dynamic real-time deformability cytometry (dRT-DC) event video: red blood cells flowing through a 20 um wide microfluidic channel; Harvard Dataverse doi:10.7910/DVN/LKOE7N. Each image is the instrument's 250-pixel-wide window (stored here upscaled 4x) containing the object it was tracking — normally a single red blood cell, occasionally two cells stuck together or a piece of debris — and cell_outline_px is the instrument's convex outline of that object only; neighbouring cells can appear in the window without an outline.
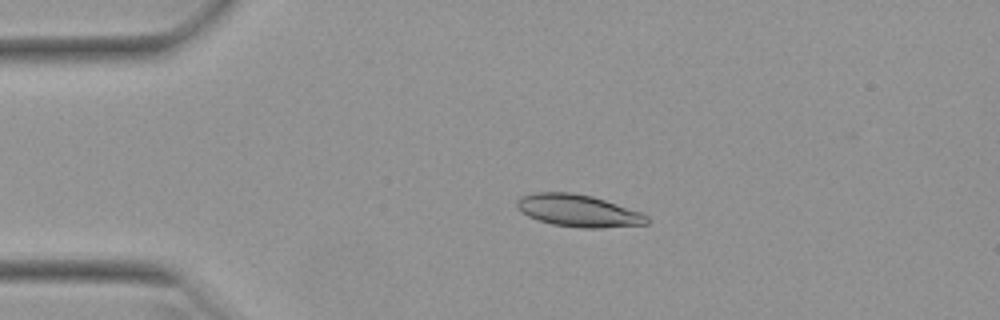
{"species": "Egyptian fruit bat (a non-hibernating species)", "species_latin": "Rousettus aegyptiacus", "temperature_condition": "warm", "stored_images_in_passage": 41, "camera_frame_rate_fps": 3000, "um_per_image_px": 0.085, "animal": {"sex": "female"}, "frame": {"image": 1, "passage_image": 1, "time_ms": 0.0, "image_size_px": [1000, 320], "cell_outline_px": [[648, 224], [600, 228], [580, 228], [552, 224], [528, 216], [520, 212], [516, 208], [516, 200], [520, 196], [536, 192], [572, 192], [592, 196], [640, 212], [648, 216]], "centroid_in_image_um": [49.11, 17.9], "position_along_channel_um": 35.9, "area_um2": 24.39}}
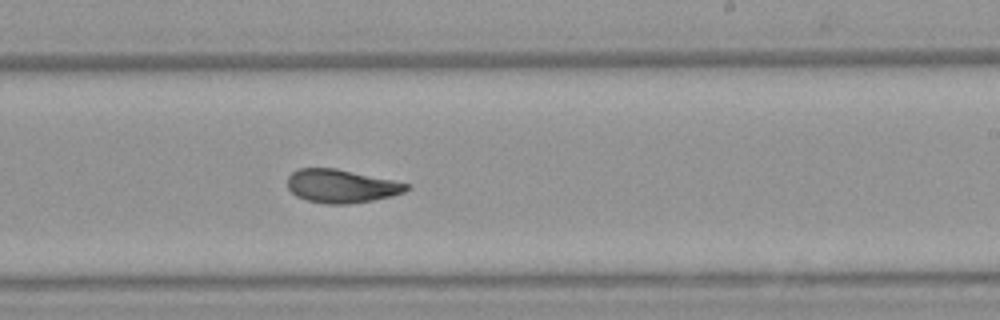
{"frame": {"image": 2, "passage_image": 21, "time_ms": 6.667, "image_size_px": [1000, 320], "cell_outline_px": [[412, 188], [404, 192], [392, 196], [372, 200], [348, 204], [324, 204], [308, 200], [296, 196], [288, 188], [288, 176], [296, 168], [336, 168], [392, 180], [408, 184]], "centroid_in_image_um": [29.0, 15.82], "position_along_channel_um": 260.0, "area_um2": 23.12}}
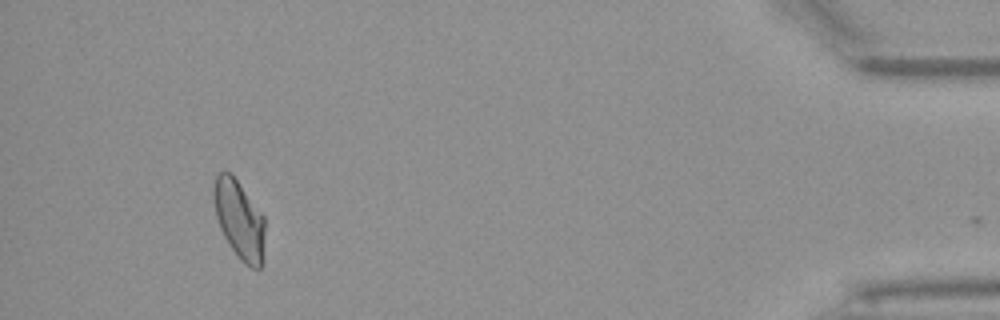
{"frame": {"image": 3, "passage_image": 38, "time_ms": 12.333, "image_size_px": [1000, 320], "cell_outline_px": [[264, 260], [260, 268], [252, 268], [244, 264], [240, 260], [224, 236], [220, 228], [216, 216], [212, 200], [212, 192], [216, 176], [220, 172], [232, 172], [264, 216]], "centroid_in_image_um": [20.34, 18.66], "position_along_channel_um": 414.9, "area_um2": 23.76}, "authors_computed_cell_mechanics": {"area_um2": 23.4668, "velocity_mm_per_s": 3.9318, "shape_relaxation_time_tau1_ms": null, "shape_relaxation_time_tau2_ms": 1.238, "deformation_change_tau1": null, "deformation_change_tau2": 0.0666}}